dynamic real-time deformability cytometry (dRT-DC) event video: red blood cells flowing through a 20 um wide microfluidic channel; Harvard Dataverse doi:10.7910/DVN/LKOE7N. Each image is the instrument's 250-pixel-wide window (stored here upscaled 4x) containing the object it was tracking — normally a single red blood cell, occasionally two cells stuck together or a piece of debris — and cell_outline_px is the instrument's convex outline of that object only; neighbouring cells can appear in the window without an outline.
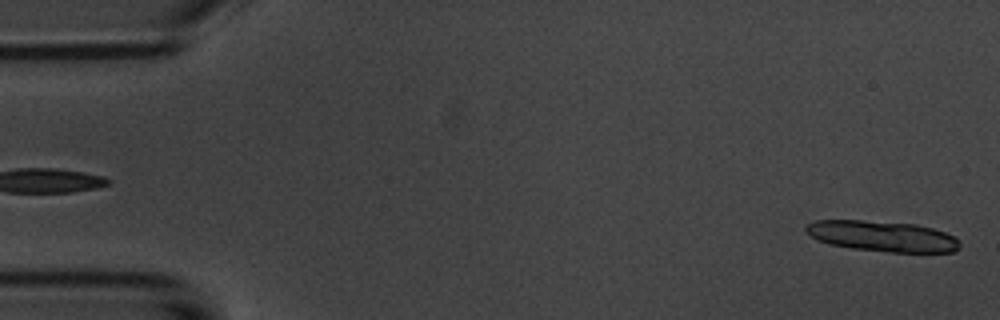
{"species": "common noctule bat (a hibernating species)", "species_latin": "Nyctalus noctula", "temperature_condition": "room temperature", "stored_images_in_passage": 4, "segment_of_instrument_passage": [2, 2], "camera_frame_rate_fps": 3000, "um_per_image_px": 0.085, "animal": {"sex": "male", "body_mass_g": 20.1, "forearm_length_mm": 53.5}, "frame": {"image": 1, "passage_image": 4, "time_ms": 3.333, "image_size_px": [1000, 320], "cell_outline_px": [[960, 248], [952, 252], [888, 252], [852, 248], [828, 244], [804, 232], [804, 228], [808, 224], [816, 220], [864, 220], [916, 224], [932, 228], [956, 236], [960, 244]], "centroid_in_image_um": [75.01, 20.07], "position_along_channel_um": 10.0, "area_um2": 27.57}}